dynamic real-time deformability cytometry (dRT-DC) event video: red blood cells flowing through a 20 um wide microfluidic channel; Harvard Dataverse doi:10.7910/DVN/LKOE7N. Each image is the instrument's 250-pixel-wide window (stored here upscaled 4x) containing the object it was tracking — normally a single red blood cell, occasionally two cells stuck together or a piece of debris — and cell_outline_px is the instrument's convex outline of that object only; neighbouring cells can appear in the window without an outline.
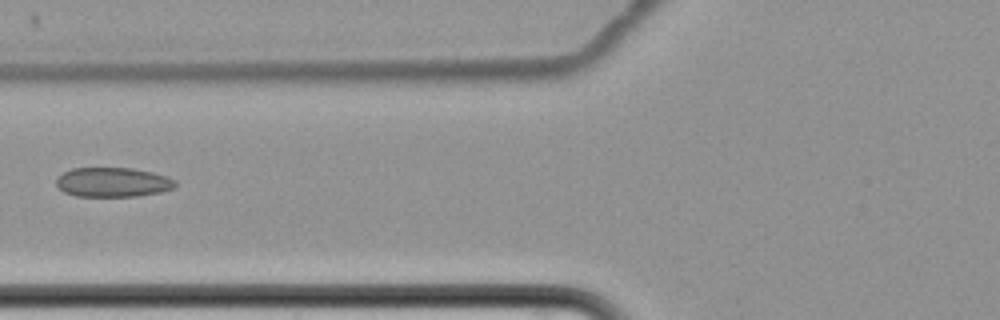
{"species": "common noctule bat (a hibernating species)", "species_latin": "Nyctalus noctula", "temperature_condition": "cold", "stored_images_in_passage": 5, "camera_frame_rate_fps": 3000, "um_per_image_px": 0.085, "animal": {"sex": "female", "body_mass_g": 22.7, "forearm_length_mm": 54.2}, "frame": {"image": 1, "passage_image": 5, "time_ms": 5.0, "image_size_px": [1000, 320], "cell_outline_px": [[176, 184], [172, 188], [160, 192], [136, 196], [76, 196], [64, 192], [56, 184], [56, 180], [64, 172], [72, 168], [132, 168], [152, 172], [168, 176], [176, 180]], "centroid_in_image_um": [9.6, 15.48], "position_along_channel_um": 116.2, "area_um2": 20.35}}